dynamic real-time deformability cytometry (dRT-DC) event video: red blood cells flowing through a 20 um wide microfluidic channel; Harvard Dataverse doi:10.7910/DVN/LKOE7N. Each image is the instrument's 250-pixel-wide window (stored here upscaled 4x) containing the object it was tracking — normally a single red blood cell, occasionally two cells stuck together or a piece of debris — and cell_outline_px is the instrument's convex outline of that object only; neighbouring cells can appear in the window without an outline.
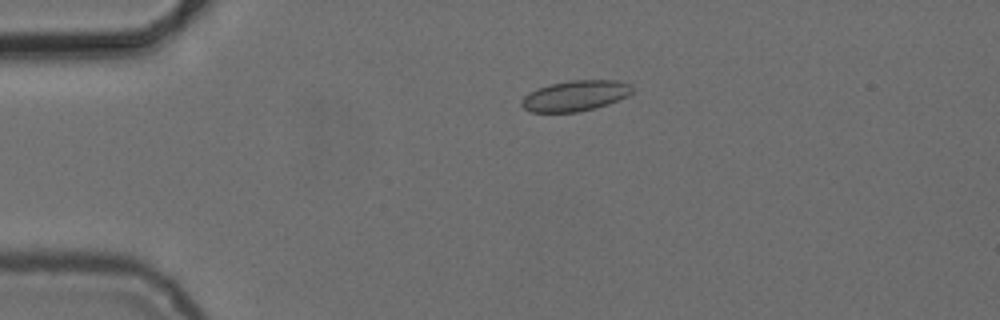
{"species": "common noctule bat (a hibernating species)", "species_latin": "Nyctalus noctula", "temperature_condition": "cold", "stored_images_in_passage": 4, "camera_frame_rate_fps": 3000, "um_per_image_px": 0.085, "animal": {"sex": "female", "body_mass_g": 24.6, "forearm_length_mm": 56.2}, "frame": {"image": 1, "passage_image": 3, "time_ms": 3.333, "image_size_px": [1000, 320], "cell_outline_px": [[632, 92], [628, 96], [608, 104], [596, 108], [576, 112], [532, 112], [524, 108], [520, 104], [520, 100], [524, 96], [536, 88], [568, 80], [616, 80], [628, 84], [632, 88]], "centroid_in_image_um": [48.88, 8.14], "position_along_channel_um": 36.1, "area_um2": 19.71}}